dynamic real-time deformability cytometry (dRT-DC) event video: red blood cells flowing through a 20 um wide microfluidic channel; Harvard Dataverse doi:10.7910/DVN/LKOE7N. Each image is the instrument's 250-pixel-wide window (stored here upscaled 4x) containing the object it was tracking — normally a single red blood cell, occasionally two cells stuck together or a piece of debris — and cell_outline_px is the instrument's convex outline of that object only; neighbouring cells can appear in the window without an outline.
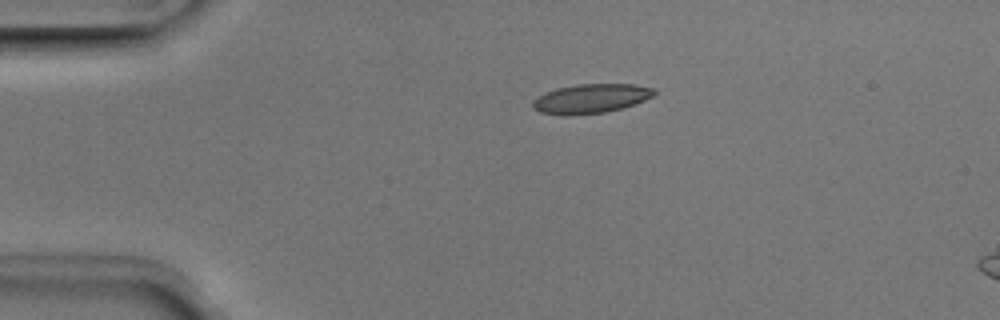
{"species": "Egyptian fruit bat (a non-hibernating species)", "species_latin": "Rousettus aegyptiacus", "temperature_condition": "room temperature", "stored_images_in_passage": 3, "camera_frame_rate_fps": 3000, "um_per_image_px": 0.085, "animal": {"sex": "male"}, "frame": {"image": 1, "passage_image": 1, "time_ms": 0.0, "image_size_px": [1000, 320], "cell_outline_px": [[656, 92], [652, 96], [644, 100], [620, 108], [604, 112], [540, 112], [532, 108], [532, 100], [544, 92], [556, 88], [576, 84], [636, 84], [656, 88]], "centroid_in_image_um": [50.26, 8.31], "position_along_channel_um": 34.7, "area_um2": 19.88}}